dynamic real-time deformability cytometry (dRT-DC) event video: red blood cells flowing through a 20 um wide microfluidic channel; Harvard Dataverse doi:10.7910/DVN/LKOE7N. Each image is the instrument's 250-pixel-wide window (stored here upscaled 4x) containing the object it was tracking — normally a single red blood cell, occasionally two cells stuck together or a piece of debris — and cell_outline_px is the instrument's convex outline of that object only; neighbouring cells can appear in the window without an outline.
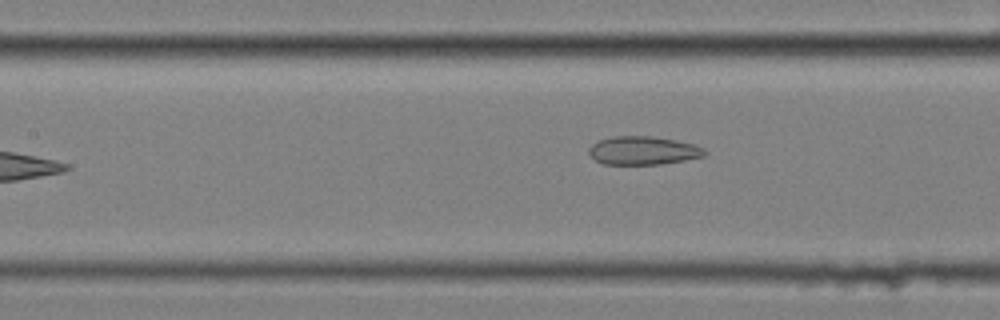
{"species": "common noctule bat (a hibernating species)", "species_latin": "Nyctalus noctula", "temperature_condition": "cold", "stored_images_in_passage": 38, "camera_frame_rate_fps": 3000, "um_per_image_px": 0.085, "animal": {"sex": "female", "body_mass_g": 25.1}, "frame": {"image": 1, "passage_image": 10, "time_ms": 3.0, "image_size_px": [1000, 320], "cell_outline_px": [[708, 152], [704, 156], [684, 160], [660, 164], [604, 164], [596, 160], [588, 152], [588, 148], [592, 144], [600, 140], [612, 136], [652, 136], [676, 140], [696, 144], [704, 148]], "centroid_in_image_um": [54.69, 12.79], "position_along_channel_um": 152.7, "area_um2": 19.19}}
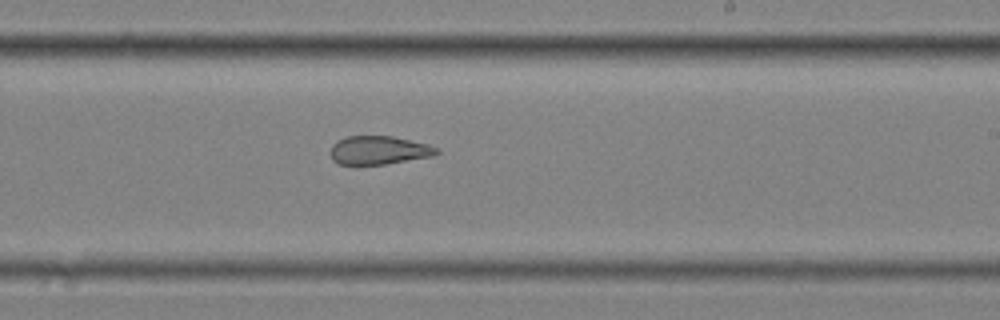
{"frame": {"image": 2, "passage_image": 19, "time_ms": 6.0, "image_size_px": [1000, 320], "cell_outline_px": [[440, 152], [436, 156], [384, 164], [340, 164], [332, 160], [328, 152], [332, 144], [336, 140], [348, 136], [392, 136], [428, 144], [440, 148]], "centroid_in_image_um": [32.21, 12.76], "position_along_channel_um": 256.8, "area_um2": 17.92}}
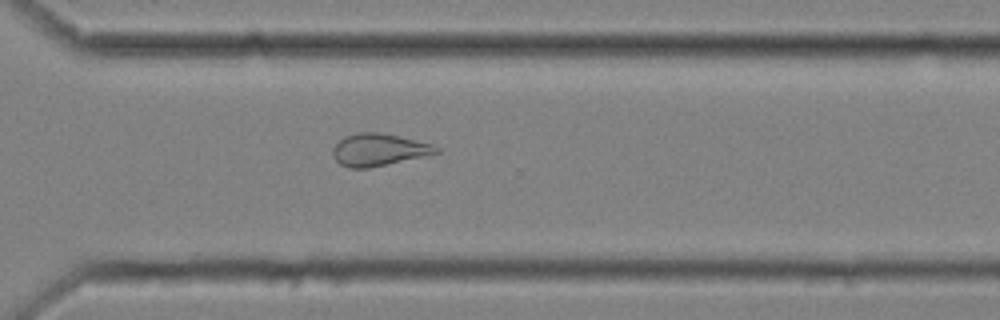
{"frame": {"image": 3, "passage_image": 26, "time_ms": 8.333, "image_size_px": [1000, 320], "cell_outline_px": [[440, 152], [368, 168], [348, 168], [340, 164], [332, 156], [332, 148], [344, 136], [356, 132], [376, 132], [396, 136], [432, 144], [440, 148]], "centroid_in_image_um": [32.13, 12.73], "position_along_channel_um": 338.5, "area_um2": 19.13}, "authors_computed_cell_mechanics": {"area_um2": 19.5942, "velocity_mm_per_s": 3.4865, "shape_relaxation_time_tau1_ms": null, "shape_relaxation_time_tau2_ms": 2.1605, "deformation_change_tau1": null, "deformation_change_tau2": 0.1105}}